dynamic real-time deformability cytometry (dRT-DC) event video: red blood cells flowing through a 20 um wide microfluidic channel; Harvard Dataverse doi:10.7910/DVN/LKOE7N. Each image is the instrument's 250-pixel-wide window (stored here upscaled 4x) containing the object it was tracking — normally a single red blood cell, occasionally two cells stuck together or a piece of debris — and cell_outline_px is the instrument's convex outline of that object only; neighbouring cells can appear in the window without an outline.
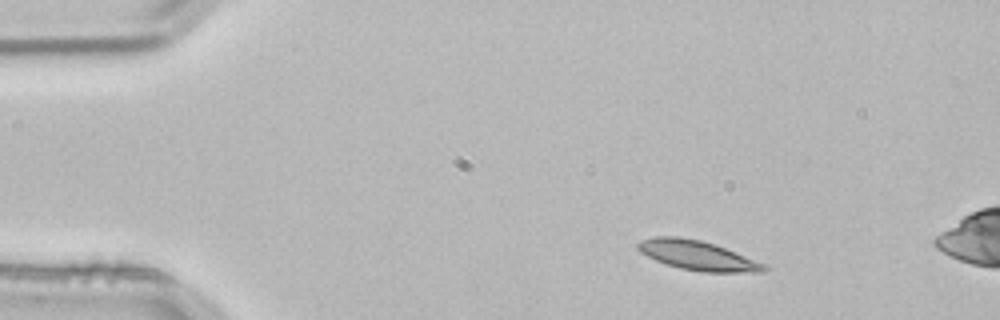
{"species": "common noctule bat (a hibernating species)", "species_latin": "Nyctalus noctula", "temperature_condition": "room temperature", "stored_images_in_passage": 4, "camera_frame_rate_fps": 3000, "um_per_image_px": 0.085, "animal": {"sex": "male", "body_mass_g": 21.5, "forearm_length_mm": 52.0}, "frame": {"image": 1, "passage_image": 4, "time_ms": 1.0, "image_size_px": [1000, 320], "cell_outline_px": [[768, 268], [764, 272], [704, 272], [680, 268], [656, 260], [640, 252], [636, 248], [636, 244], [640, 240], [656, 236], [676, 236], [700, 240], [716, 244], [764, 264]], "centroid_in_image_um": [59.26, 21.7], "position_along_channel_um": 25.7, "area_um2": 21.5}}